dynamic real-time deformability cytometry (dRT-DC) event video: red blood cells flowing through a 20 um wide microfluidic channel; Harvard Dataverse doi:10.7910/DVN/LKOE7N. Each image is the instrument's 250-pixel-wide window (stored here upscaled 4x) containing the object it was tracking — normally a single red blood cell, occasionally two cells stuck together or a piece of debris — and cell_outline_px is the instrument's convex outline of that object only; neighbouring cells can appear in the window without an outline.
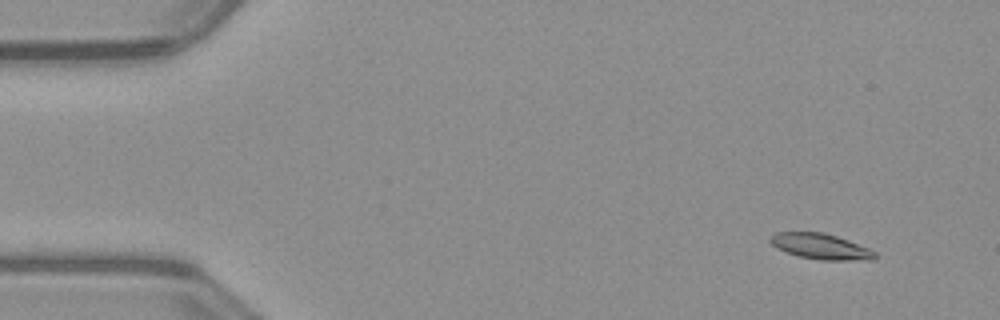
{"species": "common noctule bat (a hibernating species)", "species_latin": "Nyctalus noctula", "temperature_condition": "warm", "stored_images_in_passage": 52, "camera_frame_rate_fps": 3000, "um_per_image_px": 0.085, "animal": {"sex": "male", "body_mass_g": 23.1, "forearm_length_mm": 52.7}, "frame": {"image": 1, "passage_image": 5, "time_ms": 1.333, "image_size_px": [1000, 320], "cell_outline_px": [[876, 256], [872, 260], [820, 260], [800, 256], [776, 248], [768, 240], [776, 232], [824, 232], [848, 240], [868, 248], [876, 252]], "centroid_in_image_um": [69.76, 20.94], "position_along_channel_um": 15.2, "area_um2": 15.49}}
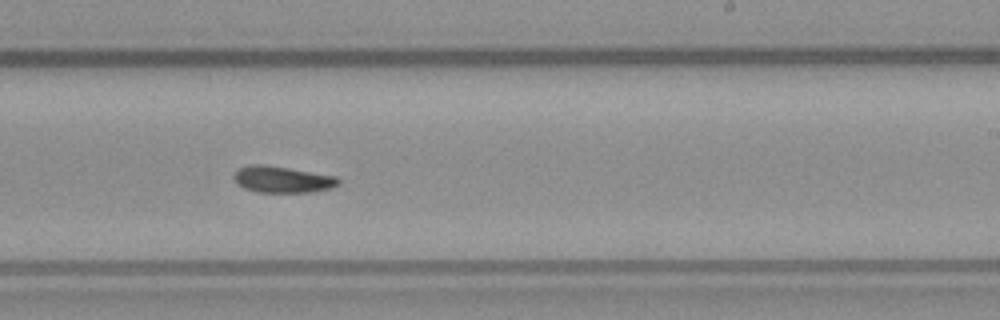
{"frame": {"image": 2, "passage_image": 32, "time_ms": 10.333, "image_size_px": [1000, 320], "cell_outline_px": [[340, 184], [332, 188], [312, 192], [256, 192], [244, 188], [236, 184], [232, 176], [240, 168], [252, 164], [260, 164], [288, 168], [336, 176], [340, 180]], "centroid_in_image_um": [24.0, 15.26], "position_along_channel_um": 265.0, "area_um2": 16.13}}
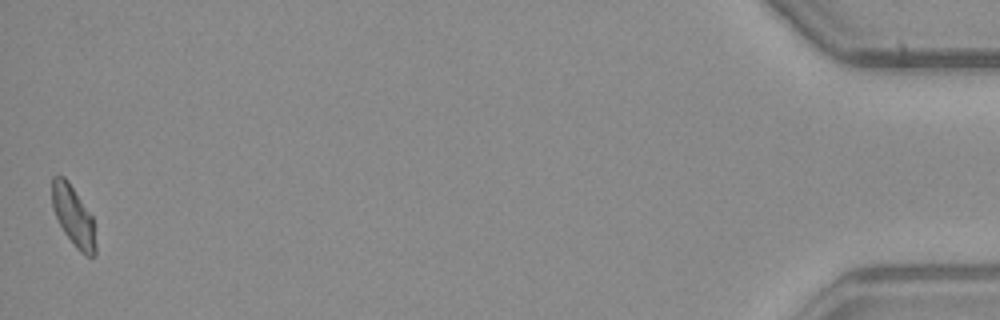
{"frame": {"image": 3, "passage_image": 52, "time_ms": 17.0, "image_size_px": [1000, 320], "cell_outline_px": [[96, 256], [88, 256], [80, 252], [76, 248], [64, 232], [52, 208], [52, 176], [64, 176], [68, 180], [92, 216], [96, 244]], "centroid_in_image_um": [6.24, 18.37], "position_along_channel_um": 429.0, "area_um2": 15.2}, "authors_computed_cell_mechanics": {"area_um2": 15.7216, "velocity_mm_per_s": 3.9905, "shape_relaxation_time_tau1_ms": 2.8662, "shape_relaxation_time_tau2_ms": null, "deformation_change_tau1": 0.1386, "deformation_change_tau2": null}}